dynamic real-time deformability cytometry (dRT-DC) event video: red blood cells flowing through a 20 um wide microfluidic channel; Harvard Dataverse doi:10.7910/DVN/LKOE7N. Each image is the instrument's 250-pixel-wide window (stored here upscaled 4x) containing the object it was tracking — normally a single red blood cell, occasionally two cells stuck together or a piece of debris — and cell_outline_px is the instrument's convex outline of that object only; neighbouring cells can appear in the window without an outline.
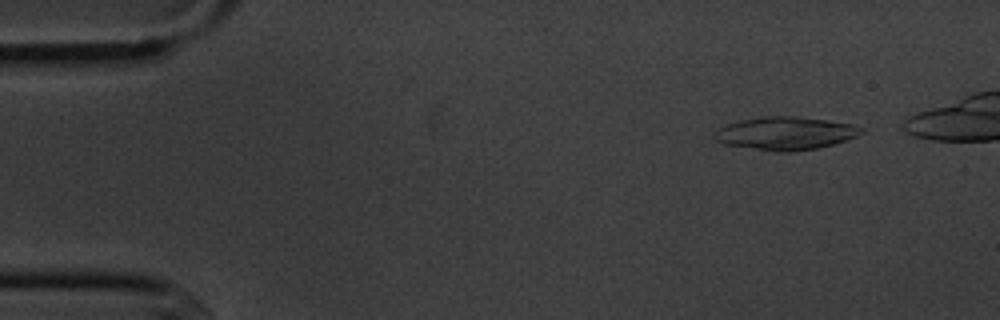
{"species": "common noctule bat (a hibernating species)", "species_latin": "Nyctalus noctula", "temperature_condition": "cold", "stored_images_in_passage": 5, "camera_frame_rate_fps": 3000, "um_per_image_px": 0.085, "animal": {"sex": "male", "body_mass_g": 20.1, "forearm_length_mm": 53.5}, "frame": {"image": 1, "passage_image": 1, "time_ms": 0.0, "image_size_px": [1000, 320], "cell_outline_px": [[864, 132], [848, 140], [816, 148], [792, 152], [776, 152], [724, 144], [716, 140], [712, 136], [712, 132], [728, 124], [740, 120], [764, 116], [796, 116], [828, 120], [852, 124], [864, 128]], "centroid_in_image_um": [66.76, 11.33], "position_along_channel_um": 18.2, "area_um2": 28.38}}